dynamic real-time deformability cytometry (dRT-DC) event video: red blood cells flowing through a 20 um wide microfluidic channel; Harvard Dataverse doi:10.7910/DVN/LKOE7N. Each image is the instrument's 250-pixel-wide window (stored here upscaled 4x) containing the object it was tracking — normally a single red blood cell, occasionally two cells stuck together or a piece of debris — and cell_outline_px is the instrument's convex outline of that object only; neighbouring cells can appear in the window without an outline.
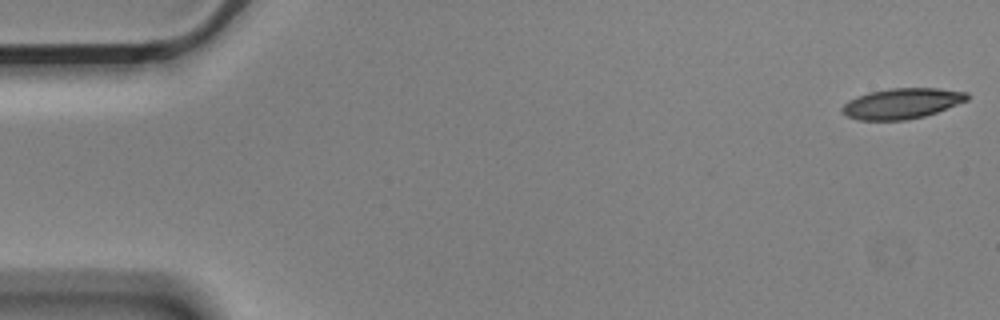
{"species": "Egyptian fruit bat (a non-hibernating species)", "species_latin": "Rousettus aegyptiacus", "temperature_condition": "cold", "stored_images_in_passage": 5, "camera_frame_rate_fps": 3000, "um_per_image_px": 0.085, "animal": {"sex": "male"}, "frame": {"image": 1, "passage_image": 1, "time_ms": 0.0, "image_size_px": [1000, 320], "cell_outline_px": [[968, 100], [936, 112], [924, 116], [904, 120], [860, 120], [848, 116], [840, 108], [848, 100], [856, 96], [868, 92], [888, 88], [940, 88], [968, 92]], "centroid_in_image_um": [76.65, 8.78], "position_along_channel_um": 8.3, "area_um2": 22.2}}